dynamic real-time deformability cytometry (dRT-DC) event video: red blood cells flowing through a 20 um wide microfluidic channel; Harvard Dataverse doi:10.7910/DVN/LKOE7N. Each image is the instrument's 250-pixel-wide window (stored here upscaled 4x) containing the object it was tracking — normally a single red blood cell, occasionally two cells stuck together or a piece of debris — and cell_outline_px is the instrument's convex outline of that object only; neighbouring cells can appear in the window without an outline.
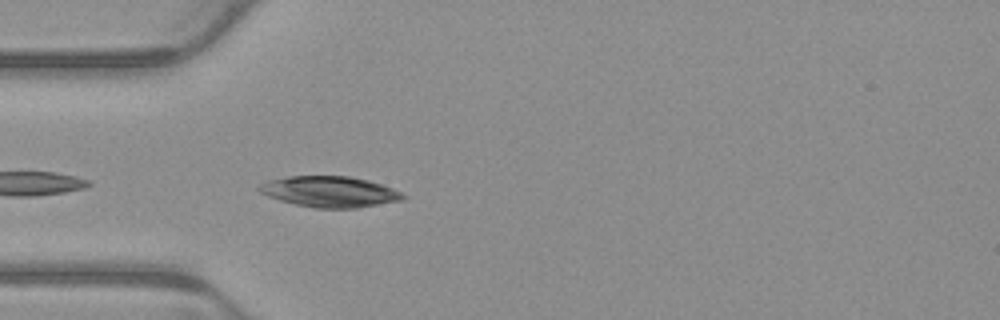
{"species": "common noctule bat (a hibernating species)", "species_latin": "Nyctalus noctula", "temperature_condition": "warm", "stored_images_in_passage": 4, "camera_frame_rate_fps": 3000, "um_per_image_px": 0.085, "animal": {"sex": "male", "body_mass_g": 23.1, "forearm_length_mm": 52.7}, "frame": {"image": 1, "passage_image": 4, "time_ms": 1.0, "image_size_px": [1000, 320], "cell_outline_px": [[408, 196], [404, 200], [356, 208], [316, 208], [296, 204], [280, 200], [268, 196], [260, 192], [256, 188], [260, 184], [268, 180], [288, 176], [348, 176], [368, 180], [392, 188]], "centroid_in_image_um": [28.03, 16.29], "position_along_channel_um": 57.0, "area_um2": 25.84}}